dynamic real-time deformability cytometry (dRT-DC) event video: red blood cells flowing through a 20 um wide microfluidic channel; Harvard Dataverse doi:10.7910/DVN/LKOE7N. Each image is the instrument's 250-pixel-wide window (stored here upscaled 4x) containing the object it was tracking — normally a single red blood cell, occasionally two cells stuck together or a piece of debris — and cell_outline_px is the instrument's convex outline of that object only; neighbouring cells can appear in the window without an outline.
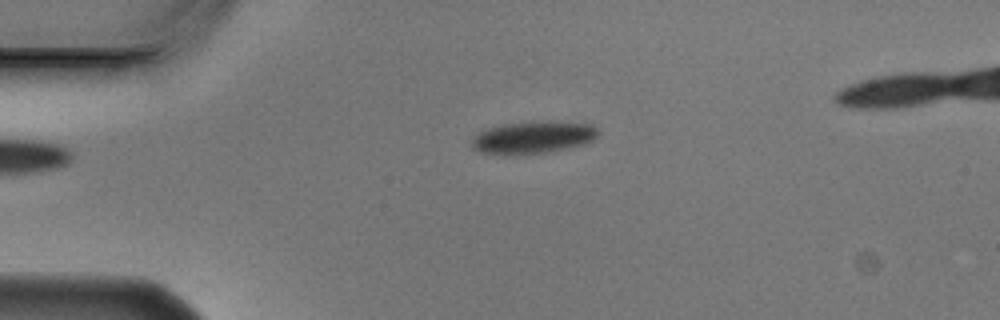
{"species": "Egyptian fruit bat (a non-hibernating species)", "species_latin": "Rousettus aegyptiacus", "temperature_condition": "cold", "stored_images_in_passage": 3, "camera_frame_rate_fps": 3000, "um_per_image_px": 0.085, "animal": {"sex": "male"}, "frame": {"image": 1, "passage_image": 1, "time_ms": 0.0, "image_size_px": [1000, 320], "cell_outline_px": [[600, 132], [592, 140], [584, 144], [544, 152], [480, 152], [472, 148], [472, 140], [480, 132], [488, 128], [504, 124], [540, 120], [592, 124]], "centroid_in_image_um": [45.37, 11.62], "position_along_channel_um": 39.6, "area_um2": 22.89}}